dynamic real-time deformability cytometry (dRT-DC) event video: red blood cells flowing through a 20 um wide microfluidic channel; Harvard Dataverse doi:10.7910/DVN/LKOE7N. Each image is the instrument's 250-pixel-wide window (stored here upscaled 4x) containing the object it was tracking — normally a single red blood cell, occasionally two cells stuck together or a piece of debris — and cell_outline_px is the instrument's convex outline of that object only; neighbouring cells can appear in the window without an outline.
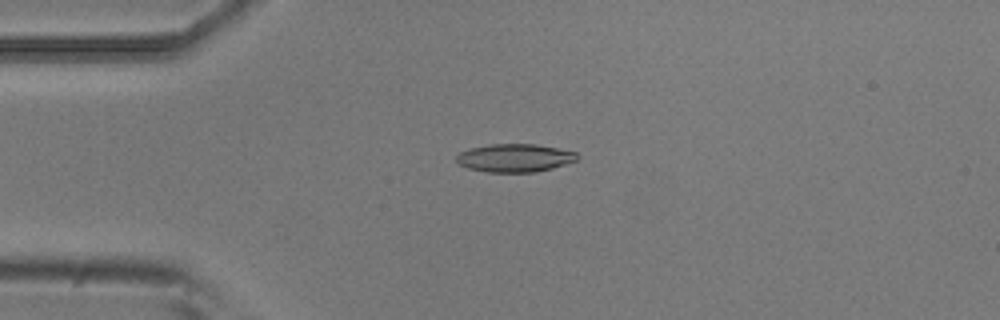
{"species": "common noctule bat (a hibernating species)", "species_latin": "Nyctalus noctula", "temperature_condition": "room temperature", "stored_images_in_passage": 2, "camera_frame_rate_fps": 3000, "um_per_image_px": 0.085, "animal": {"sex": "male", "body_mass_g": 20.5, "forearm_length_mm": 52.5}, "frame": {"image": 1, "passage_image": 1, "time_ms": 0.0, "image_size_px": [1000, 320], "cell_outline_px": [[580, 156], [576, 160], [552, 168], [536, 172], [488, 172], [468, 168], [460, 164], [456, 160], [456, 156], [460, 152], [472, 148], [488, 144], [536, 144], [576, 152]], "centroid_in_image_um": [43.76, 13.42], "position_along_channel_um": 41.2, "area_um2": 19.65}}